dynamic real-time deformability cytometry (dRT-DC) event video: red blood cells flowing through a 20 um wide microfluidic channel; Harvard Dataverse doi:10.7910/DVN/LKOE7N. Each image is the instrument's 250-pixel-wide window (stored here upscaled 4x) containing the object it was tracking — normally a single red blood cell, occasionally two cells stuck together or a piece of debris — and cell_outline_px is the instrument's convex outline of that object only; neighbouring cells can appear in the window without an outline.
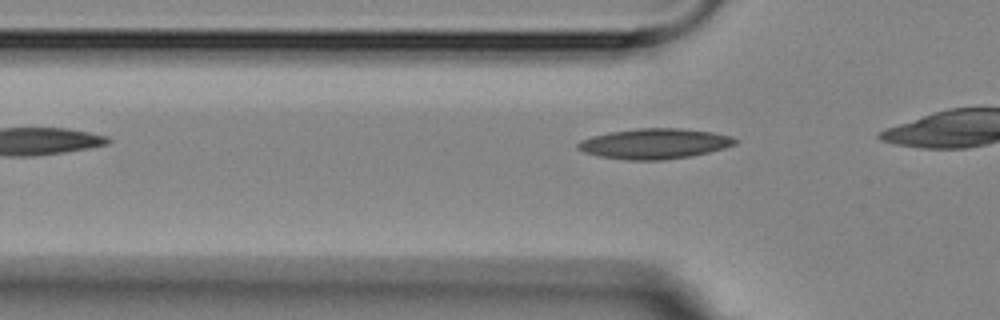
{"species": "Egyptian fruit bat (a non-hibernating species)", "species_latin": "Rousettus aegyptiacus", "temperature_condition": "room temperature", "stored_images_in_passage": 4, "camera_frame_rate_fps": 3000, "um_per_image_px": 0.085, "animal": {"sex": "female"}, "frame": {"image": 1, "passage_image": 4, "time_ms": 3.667, "image_size_px": [1000, 320], "cell_outline_px": [[740, 140], [736, 144], [724, 148], [692, 156], [660, 160], [624, 160], [600, 156], [584, 152], [576, 148], [576, 144], [580, 140], [592, 136], [608, 132], [636, 128], [680, 128], [712, 132], [732, 136]], "centroid_in_image_um": [55.63, 12.21], "position_along_channel_um": 70.2, "area_um2": 27.98}}